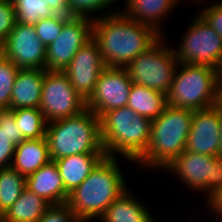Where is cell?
<instances>
[{
    "label": "cell",
    "mask_w": 222,
    "mask_h": 222,
    "mask_svg": "<svg viewBox=\"0 0 222 222\" xmlns=\"http://www.w3.org/2000/svg\"><path fill=\"white\" fill-rule=\"evenodd\" d=\"M115 11L93 20L92 39L107 67L125 68L160 37L151 26Z\"/></svg>",
    "instance_id": "cell-1"
},
{
    "label": "cell",
    "mask_w": 222,
    "mask_h": 222,
    "mask_svg": "<svg viewBox=\"0 0 222 222\" xmlns=\"http://www.w3.org/2000/svg\"><path fill=\"white\" fill-rule=\"evenodd\" d=\"M117 159L105 155L88 177L69 193L66 204L81 222L100 219L107 207L129 189Z\"/></svg>",
    "instance_id": "cell-2"
},
{
    "label": "cell",
    "mask_w": 222,
    "mask_h": 222,
    "mask_svg": "<svg viewBox=\"0 0 222 222\" xmlns=\"http://www.w3.org/2000/svg\"><path fill=\"white\" fill-rule=\"evenodd\" d=\"M151 120L128 106L109 110L100 117V137L106 156L137 162L149 147Z\"/></svg>",
    "instance_id": "cell-3"
},
{
    "label": "cell",
    "mask_w": 222,
    "mask_h": 222,
    "mask_svg": "<svg viewBox=\"0 0 222 222\" xmlns=\"http://www.w3.org/2000/svg\"><path fill=\"white\" fill-rule=\"evenodd\" d=\"M193 112L190 109L167 105L164 111L151 121L149 147L136 163L154 170H164L169 166L185 150Z\"/></svg>",
    "instance_id": "cell-4"
},
{
    "label": "cell",
    "mask_w": 222,
    "mask_h": 222,
    "mask_svg": "<svg viewBox=\"0 0 222 222\" xmlns=\"http://www.w3.org/2000/svg\"><path fill=\"white\" fill-rule=\"evenodd\" d=\"M45 137L52 161L76 154H105L100 137V118L88 109L47 123Z\"/></svg>",
    "instance_id": "cell-5"
},
{
    "label": "cell",
    "mask_w": 222,
    "mask_h": 222,
    "mask_svg": "<svg viewBox=\"0 0 222 222\" xmlns=\"http://www.w3.org/2000/svg\"><path fill=\"white\" fill-rule=\"evenodd\" d=\"M217 84L216 69L179 63L166 95L167 105L193 111L211 108L215 105Z\"/></svg>",
    "instance_id": "cell-6"
},
{
    "label": "cell",
    "mask_w": 222,
    "mask_h": 222,
    "mask_svg": "<svg viewBox=\"0 0 222 222\" xmlns=\"http://www.w3.org/2000/svg\"><path fill=\"white\" fill-rule=\"evenodd\" d=\"M166 46L163 35L125 67L133 84L168 94L179 63L174 48Z\"/></svg>",
    "instance_id": "cell-7"
},
{
    "label": "cell",
    "mask_w": 222,
    "mask_h": 222,
    "mask_svg": "<svg viewBox=\"0 0 222 222\" xmlns=\"http://www.w3.org/2000/svg\"><path fill=\"white\" fill-rule=\"evenodd\" d=\"M174 49L178 63L197 64L219 69L222 61V38L196 14Z\"/></svg>",
    "instance_id": "cell-8"
},
{
    "label": "cell",
    "mask_w": 222,
    "mask_h": 222,
    "mask_svg": "<svg viewBox=\"0 0 222 222\" xmlns=\"http://www.w3.org/2000/svg\"><path fill=\"white\" fill-rule=\"evenodd\" d=\"M47 123L80 114L86 101L74 90L63 71H45L39 108Z\"/></svg>",
    "instance_id": "cell-9"
},
{
    "label": "cell",
    "mask_w": 222,
    "mask_h": 222,
    "mask_svg": "<svg viewBox=\"0 0 222 222\" xmlns=\"http://www.w3.org/2000/svg\"><path fill=\"white\" fill-rule=\"evenodd\" d=\"M93 19L71 17L64 25L60 35L46 49L47 71H64L72 58L92 39Z\"/></svg>",
    "instance_id": "cell-10"
},
{
    "label": "cell",
    "mask_w": 222,
    "mask_h": 222,
    "mask_svg": "<svg viewBox=\"0 0 222 222\" xmlns=\"http://www.w3.org/2000/svg\"><path fill=\"white\" fill-rule=\"evenodd\" d=\"M132 81L125 68L106 67L97 80L86 109L99 118L107 111L127 106Z\"/></svg>",
    "instance_id": "cell-11"
},
{
    "label": "cell",
    "mask_w": 222,
    "mask_h": 222,
    "mask_svg": "<svg viewBox=\"0 0 222 222\" xmlns=\"http://www.w3.org/2000/svg\"><path fill=\"white\" fill-rule=\"evenodd\" d=\"M46 49L34 26L16 22L2 44V55L19 69H45Z\"/></svg>",
    "instance_id": "cell-12"
},
{
    "label": "cell",
    "mask_w": 222,
    "mask_h": 222,
    "mask_svg": "<svg viewBox=\"0 0 222 222\" xmlns=\"http://www.w3.org/2000/svg\"><path fill=\"white\" fill-rule=\"evenodd\" d=\"M106 67L97 43L91 39L79 49L63 72L74 90L87 101Z\"/></svg>",
    "instance_id": "cell-13"
},
{
    "label": "cell",
    "mask_w": 222,
    "mask_h": 222,
    "mask_svg": "<svg viewBox=\"0 0 222 222\" xmlns=\"http://www.w3.org/2000/svg\"><path fill=\"white\" fill-rule=\"evenodd\" d=\"M220 112L213 106L193 112L190 133L185 150L210 156H219Z\"/></svg>",
    "instance_id": "cell-14"
},
{
    "label": "cell",
    "mask_w": 222,
    "mask_h": 222,
    "mask_svg": "<svg viewBox=\"0 0 222 222\" xmlns=\"http://www.w3.org/2000/svg\"><path fill=\"white\" fill-rule=\"evenodd\" d=\"M214 156L184 150L165 170L177 175L187 187L207 195V183L212 179Z\"/></svg>",
    "instance_id": "cell-15"
},
{
    "label": "cell",
    "mask_w": 222,
    "mask_h": 222,
    "mask_svg": "<svg viewBox=\"0 0 222 222\" xmlns=\"http://www.w3.org/2000/svg\"><path fill=\"white\" fill-rule=\"evenodd\" d=\"M26 187L51 205L64 204L69 196L58 167L52 160L26 177Z\"/></svg>",
    "instance_id": "cell-16"
},
{
    "label": "cell",
    "mask_w": 222,
    "mask_h": 222,
    "mask_svg": "<svg viewBox=\"0 0 222 222\" xmlns=\"http://www.w3.org/2000/svg\"><path fill=\"white\" fill-rule=\"evenodd\" d=\"M46 69H19L12 86L10 109L40 108Z\"/></svg>",
    "instance_id": "cell-17"
},
{
    "label": "cell",
    "mask_w": 222,
    "mask_h": 222,
    "mask_svg": "<svg viewBox=\"0 0 222 222\" xmlns=\"http://www.w3.org/2000/svg\"><path fill=\"white\" fill-rule=\"evenodd\" d=\"M126 8L120 13L139 23L151 26L163 36L161 23L165 16L182 0H125ZM164 18V19H163ZM162 32V33H161Z\"/></svg>",
    "instance_id": "cell-18"
},
{
    "label": "cell",
    "mask_w": 222,
    "mask_h": 222,
    "mask_svg": "<svg viewBox=\"0 0 222 222\" xmlns=\"http://www.w3.org/2000/svg\"><path fill=\"white\" fill-rule=\"evenodd\" d=\"M18 23L35 26L41 19L70 16L68 0H11Z\"/></svg>",
    "instance_id": "cell-19"
},
{
    "label": "cell",
    "mask_w": 222,
    "mask_h": 222,
    "mask_svg": "<svg viewBox=\"0 0 222 222\" xmlns=\"http://www.w3.org/2000/svg\"><path fill=\"white\" fill-rule=\"evenodd\" d=\"M50 161L46 137L24 140L15 146L11 167L26 178Z\"/></svg>",
    "instance_id": "cell-20"
},
{
    "label": "cell",
    "mask_w": 222,
    "mask_h": 222,
    "mask_svg": "<svg viewBox=\"0 0 222 222\" xmlns=\"http://www.w3.org/2000/svg\"><path fill=\"white\" fill-rule=\"evenodd\" d=\"M105 154H76L54 160L66 192L77 188L90 174Z\"/></svg>",
    "instance_id": "cell-21"
},
{
    "label": "cell",
    "mask_w": 222,
    "mask_h": 222,
    "mask_svg": "<svg viewBox=\"0 0 222 222\" xmlns=\"http://www.w3.org/2000/svg\"><path fill=\"white\" fill-rule=\"evenodd\" d=\"M126 190L108 207L101 222H155L150 209Z\"/></svg>",
    "instance_id": "cell-22"
},
{
    "label": "cell",
    "mask_w": 222,
    "mask_h": 222,
    "mask_svg": "<svg viewBox=\"0 0 222 222\" xmlns=\"http://www.w3.org/2000/svg\"><path fill=\"white\" fill-rule=\"evenodd\" d=\"M51 206L25 187L18 200L4 213L0 222H37Z\"/></svg>",
    "instance_id": "cell-23"
},
{
    "label": "cell",
    "mask_w": 222,
    "mask_h": 222,
    "mask_svg": "<svg viewBox=\"0 0 222 222\" xmlns=\"http://www.w3.org/2000/svg\"><path fill=\"white\" fill-rule=\"evenodd\" d=\"M127 106L135 113L152 121L167 106V96L146 86L132 83Z\"/></svg>",
    "instance_id": "cell-24"
},
{
    "label": "cell",
    "mask_w": 222,
    "mask_h": 222,
    "mask_svg": "<svg viewBox=\"0 0 222 222\" xmlns=\"http://www.w3.org/2000/svg\"><path fill=\"white\" fill-rule=\"evenodd\" d=\"M24 140L16 126L13 109L0 110V168L11 167L15 146Z\"/></svg>",
    "instance_id": "cell-25"
},
{
    "label": "cell",
    "mask_w": 222,
    "mask_h": 222,
    "mask_svg": "<svg viewBox=\"0 0 222 222\" xmlns=\"http://www.w3.org/2000/svg\"><path fill=\"white\" fill-rule=\"evenodd\" d=\"M26 178L12 167L0 168V220L3 213L20 197Z\"/></svg>",
    "instance_id": "cell-26"
},
{
    "label": "cell",
    "mask_w": 222,
    "mask_h": 222,
    "mask_svg": "<svg viewBox=\"0 0 222 222\" xmlns=\"http://www.w3.org/2000/svg\"><path fill=\"white\" fill-rule=\"evenodd\" d=\"M13 114L25 140L45 138L47 121L39 108L15 109Z\"/></svg>",
    "instance_id": "cell-27"
},
{
    "label": "cell",
    "mask_w": 222,
    "mask_h": 222,
    "mask_svg": "<svg viewBox=\"0 0 222 222\" xmlns=\"http://www.w3.org/2000/svg\"><path fill=\"white\" fill-rule=\"evenodd\" d=\"M19 68L3 55L0 57V110L10 109L12 86Z\"/></svg>",
    "instance_id": "cell-28"
},
{
    "label": "cell",
    "mask_w": 222,
    "mask_h": 222,
    "mask_svg": "<svg viewBox=\"0 0 222 222\" xmlns=\"http://www.w3.org/2000/svg\"><path fill=\"white\" fill-rule=\"evenodd\" d=\"M116 1L117 0H68L70 6V17H88L94 20L99 17L115 13L114 11H109L106 12L107 14H104L103 12L104 8L108 7V9H110V5H114L113 3H116ZM98 12H101V16L100 14L98 16ZM93 13H96L97 16H94Z\"/></svg>",
    "instance_id": "cell-29"
},
{
    "label": "cell",
    "mask_w": 222,
    "mask_h": 222,
    "mask_svg": "<svg viewBox=\"0 0 222 222\" xmlns=\"http://www.w3.org/2000/svg\"><path fill=\"white\" fill-rule=\"evenodd\" d=\"M70 16L56 15L51 18L41 19L34 27L37 36L47 47L60 35L63 25L70 19Z\"/></svg>",
    "instance_id": "cell-30"
},
{
    "label": "cell",
    "mask_w": 222,
    "mask_h": 222,
    "mask_svg": "<svg viewBox=\"0 0 222 222\" xmlns=\"http://www.w3.org/2000/svg\"><path fill=\"white\" fill-rule=\"evenodd\" d=\"M16 14L11 0L0 2V44L2 45L16 24Z\"/></svg>",
    "instance_id": "cell-31"
},
{
    "label": "cell",
    "mask_w": 222,
    "mask_h": 222,
    "mask_svg": "<svg viewBox=\"0 0 222 222\" xmlns=\"http://www.w3.org/2000/svg\"><path fill=\"white\" fill-rule=\"evenodd\" d=\"M37 222H81L66 204L51 205Z\"/></svg>",
    "instance_id": "cell-32"
},
{
    "label": "cell",
    "mask_w": 222,
    "mask_h": 222,
    "mask_svg": "<svg viewBox=\"0 0 222 222\" xmlns=\"http://www.w3.org/2000/svg\"><path fill=\"white\" fill-rule=\"evenodd\" d=\"M216 3L217 4L207 5L204 10L198 12V14L222 38V0Z\"/></svg>",
    "instance_id": "cell-33"
},
{
    "label": "cell",
    "mask_w": 222,
    "mask_h": 222,
    "mask_svg": "<svg viewBox=\"0 0 222 222\" xmlns=\"http://www.w3.org/2000/svg\"><path fill=\"white\" fill-rule=\"evenodd\" d=\"M222 187V157L214 156V168L212 179L207 183V196L209 197L216 190Z\"/></svg>",
    "instance_id": "cell-34"
},
{
    "label": "cell",
    "mask_w": 222,
    "mask_h": 222,
    "mask_svg": "<svg viewBox=\"0 0 222 222\" xmlns=\"http://www.w3.org/2000/svg\"><path fill=\"white\" fill-rule=\"evenodd\" d=\"M206 205L209 207V211L215 214V218H219V222H222V187L216 190L213 194H211L208 198H206Z\"/></svg>",
    "instance_id": "cell-35"
},
{
    "label": "cell",
    "mask_w": 222,
    "mask_h": 222,
    "mask_svg": "<svg viewBox=\"0 0 222 222\" xmlns=\"http://www.w3.org/2000/svg\"><path fill=\"white\" fill-rule=\"evenodd\" d=\"M214 107L222 114V86L217 85L216 101Z\"/></svg>",
    "instance_id": "cell-36"
},
{
    "label": "cell",
    "mask_w": 222,
    "mask_h": 222,
    "mask_svg": "<svg viewBox=\"0 0 222 222\" xmlns=\"http://www.w3.org/2000/svg\"><path fill=\"white\" fill-rule=\"evenodd\" d=\"M220 147H219V157H222V114H220Z\"/></svg>",
    "instance_id": "cell-37"
},
{
    "label": "cell",
    "mask_w": 222,
    "mask_h": 222,
    "mask_svg": "<svg viewBox=\"0 0 222 222\" xmlns=\"http://www.w3.org/2000/svg\"><path fill=\"white\" fill-rule=\"evenodd\" d=\"M218 84L222 86V61L220 63L219 69L217 70Z\"/></svg>",
    "instance_id": "cell-38"
},
{
    "label": "cell",
    "mask_w": 222,
    "mask_h": 222,
    "mask_svg": "<svg viewBox=\"0 0 222 222\" xmlns=\"http://www.w3.org/2000/svg\"><path fill=\"white\" fill-rule=\"evenodd\" d=\"M2 55V45L0 44V57Z\"/></svg>",
    "instance_id": "cell-39"
}]
</instances>
